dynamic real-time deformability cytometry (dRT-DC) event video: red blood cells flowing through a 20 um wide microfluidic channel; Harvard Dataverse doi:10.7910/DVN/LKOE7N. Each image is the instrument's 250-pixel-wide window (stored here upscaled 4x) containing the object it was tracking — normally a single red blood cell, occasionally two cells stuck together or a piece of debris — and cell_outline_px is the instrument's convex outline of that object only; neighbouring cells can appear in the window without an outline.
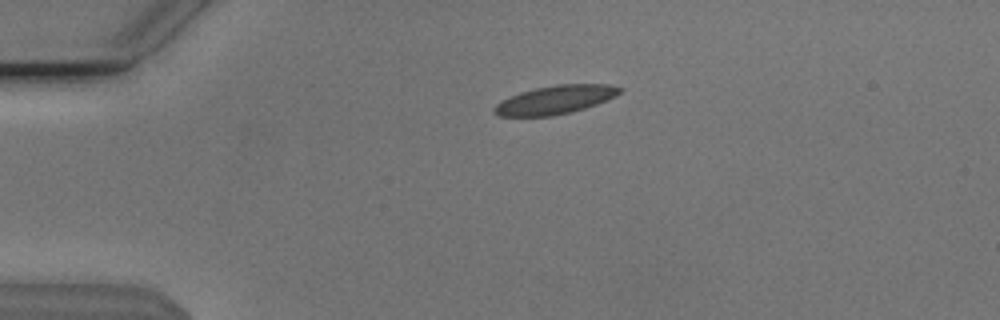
{"species": "Egyptian fruit bat (a non-hibernating species)", "species_latin": "Rousettus aegyptiacus", "temperature_condition": "cold", "stored_images_in_passage": 44, "camera_frame_rate_fps": 3000, "um_per_image_px": 0.085, "animal": {"sex": "male"}, "frame": {"image": 1, "passage_image": 2, "time_ms": 0.333, "image_size_px": [1000, 320], "cell_outline_px": [[624, 88], [620, 92], [596, 104], [572, 112], [548, 116], [500, 116], [492, 108], [500, 100], [520, 92], [536, 88], [556, 84], [608, 84]], "centroid_in_image_um": [47.16, 8.47], "position_along_channel_um": 37.8, "area_um2": 20.58}}
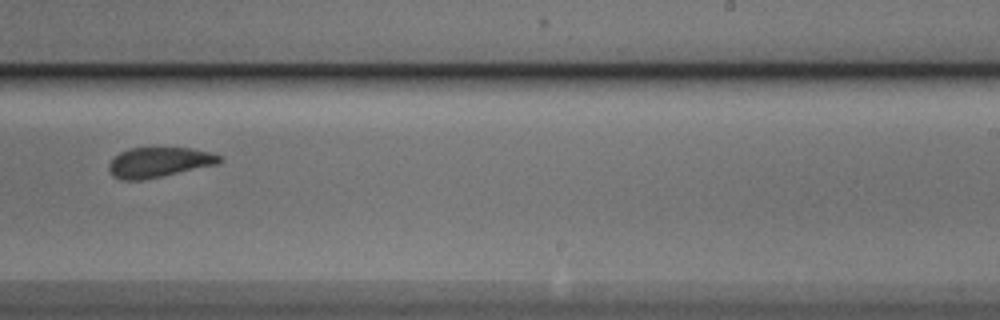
{"frame": {"image": 2, "passage_image": 24, "time_ms": 7.667, "image_size_px": [1000, 320], "cell_outline_px": [[220, 160], [216, 164], [160, 176], [140, 180], [120, 180], [112, 176], [108, 172], [108, 164], [120, 152], [132, 148], [192, 148], [212, 152], [220, 156]], "centroid_in_image_um": [13.46, 13.79], "position_along_channel_um": 275.5, "area_um2": 19.07}}
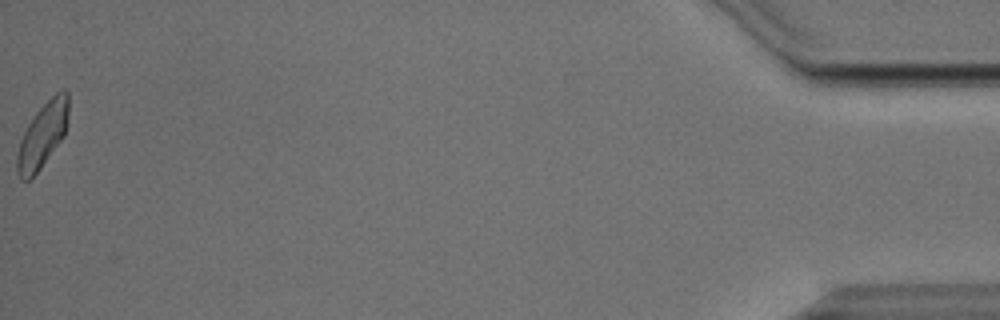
{"frame": {"image": 3, "passage_image": 44, "time_ms": 14.333, "image_size_px": [1000, 320], "cell_outline_px": [[68, 116], [64, 136], [40, 168], [28, 180], [20, 180], [16, 172], [16, 156], [20, 140], [28, 124], [36, 112], [56, 92], [64, 88], [68, 92]], "centroid_in_image_um": [3.61, 11.48], "position_along_channel_um": 431.6, "area_um2": 19.31}, "authors_computed_cell_mechanics": {"area_um2": 20.3456, "velocity_mm_per_s": 3.7925, "shape_relaxation_time_tau1_ms": 7.5997, "shape_relaxation_time_tau2_ms": 1.4007, "deformation_change_tau1": 0.1416, "deformation_change_tau2": 0.063}}